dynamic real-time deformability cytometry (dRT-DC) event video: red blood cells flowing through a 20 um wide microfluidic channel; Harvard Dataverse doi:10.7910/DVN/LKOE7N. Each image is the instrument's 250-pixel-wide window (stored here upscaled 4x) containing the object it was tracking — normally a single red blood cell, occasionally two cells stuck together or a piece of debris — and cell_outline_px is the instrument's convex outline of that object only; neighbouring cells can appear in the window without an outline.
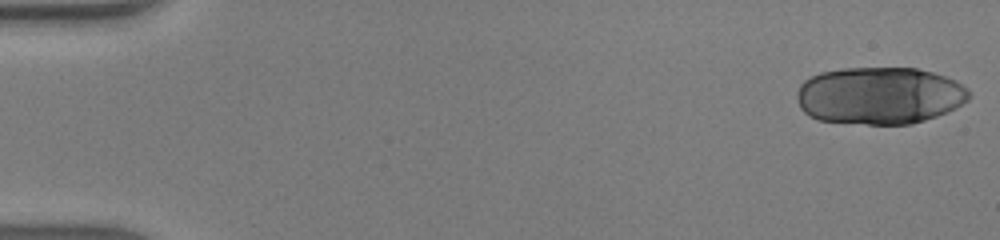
{"species": "human", "species_latin": "Homo sapiens", "temperature_condition": "warm", "stored_images_in_passage": 36, "camera_frame_rate_fps": 3000, "um_per_image_px": 0.085, "donor": {"sex": "male"}, "frame": {"image": 1, "passage_image": 1, "time_ms": 0.0, "image_size_px": [1000, 240], "cell_outline_px": [[972, 96], [968, 100], [956, 108], [948, 112], [912, 124], [868, 124], [816, 120], [808, 116], [800, 108], [796, 96], [796, 92], [800, 84], [804, 80], [820, 72], [844, 68], [916, 68], [932, 72], [956, 80], [968, 88]], "centroid_in_image_um": [74.76, 8.13], "position_along_channel_um": 10.2, "area_um2": 57.97}}